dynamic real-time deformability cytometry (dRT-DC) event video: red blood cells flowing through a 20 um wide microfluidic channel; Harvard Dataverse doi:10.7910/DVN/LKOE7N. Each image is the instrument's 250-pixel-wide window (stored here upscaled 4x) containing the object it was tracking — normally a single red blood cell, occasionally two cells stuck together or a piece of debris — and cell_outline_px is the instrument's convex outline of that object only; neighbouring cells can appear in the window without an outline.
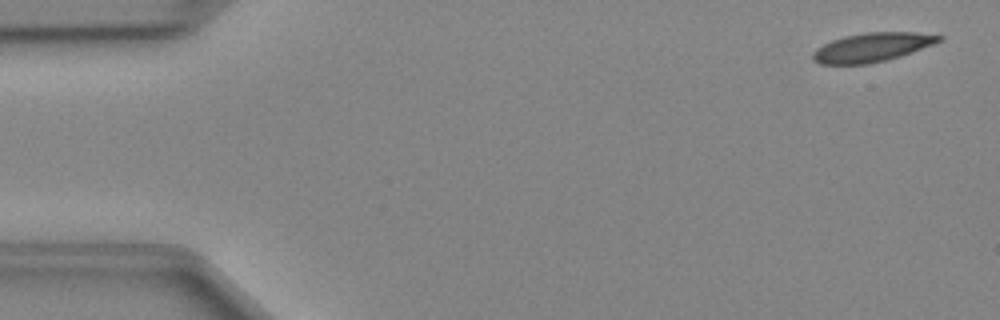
{"species": "Egyptian fruit bat (a non-hibernating species)", "species_latin": "Rousettus aegyptiacus", "temperature_condition": "cold", "stored_images_in_passage": 47, "camera_frame_rate_fps": 3000, "um_per_image_px": 0.085, "animal": {"sex": "female"}, "frame": {"image": 1, "passage_image": 1, "time_ms": 0.0, "image_size_px": [1000, 320], "cell_outline_px": [[944, 40], [912, 52], [888, 60], [868, 64], [820, 64], [812, 60], [812, 52], [816, 48], [832, 40], [844, 36], [864, 32], [916, 32], [944, 36]], "centroid_in_image_um": [74.13, 4.02], "position_along_channel_um": 10.9, "area_um2": 21.44}}
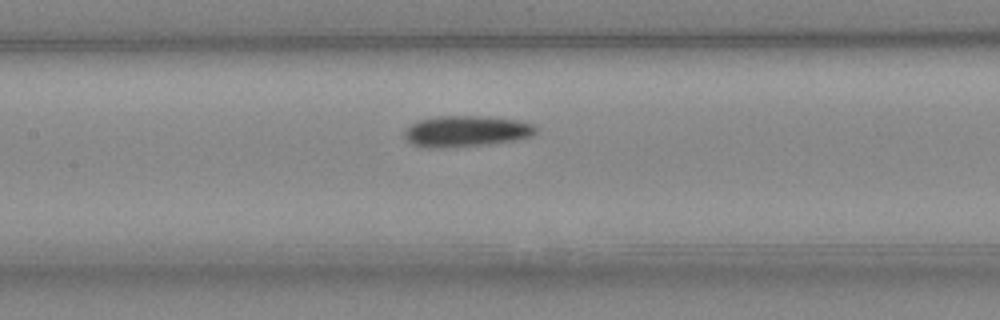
{"frame": {"image": 2, "passage_image": 21, "time_ms": 6.667, "image_size_px": [1000, 320], "cell_outline_px": [[536, 132], [532, 136], [516, 140], [488, 144], [444, 148], [424, 148], [412, 144], [404, 140], [404, 132], [412, 124], [420, 120], [436, 116], [484, 116], [520, 120], [536, 124]], "centroid_in_image_um": [39.64, 11.16], "position_along_channel_um": 167.8, "area_um2": 24.1}}
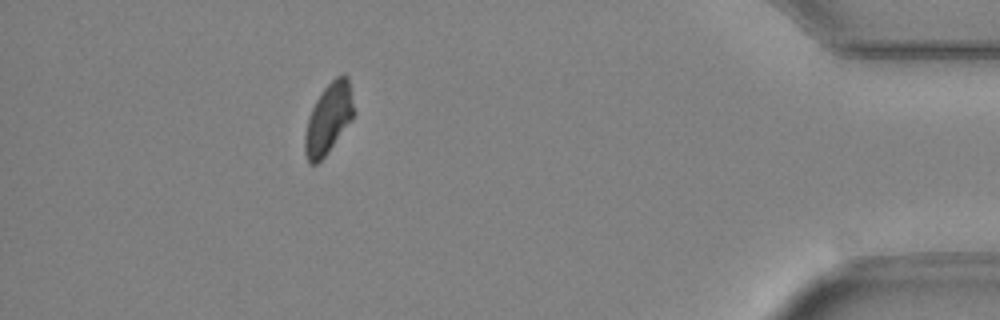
{"frame": {"image": 3, "passage_image": 42, "time_ms": 13.667, "image_size_px": [1000, 320], "cell_outline_px": [[356, 112], [352, 120], [324, 156], [316, 164], [308, 164], [304, 152], [304, 136], [308, 116], [320, 92], [336, 76], [344, 72], [348, 76]], "centroid_in_image_um": [27.93, 10.04], "position_along_channel_um": 407.3, "area_um2": 20.35}}